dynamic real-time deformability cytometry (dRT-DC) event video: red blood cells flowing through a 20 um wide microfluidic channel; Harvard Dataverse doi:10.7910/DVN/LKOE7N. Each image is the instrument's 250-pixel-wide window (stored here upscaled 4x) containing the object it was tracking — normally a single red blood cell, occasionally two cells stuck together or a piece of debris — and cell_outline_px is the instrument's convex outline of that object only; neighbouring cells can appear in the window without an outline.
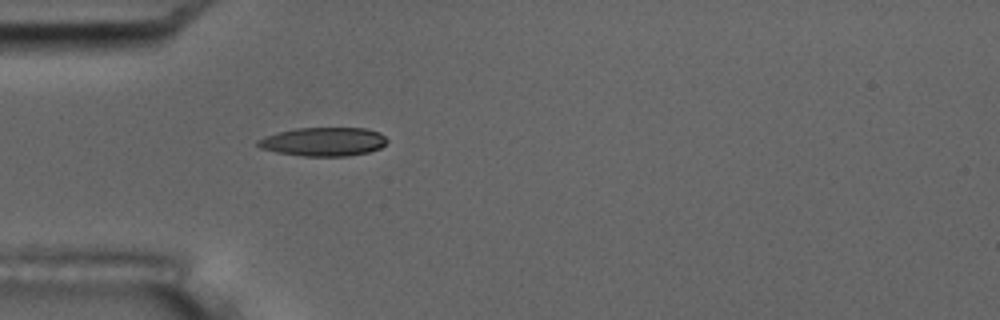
{"species": "common noctule bat (a hibernating species)", "species_latin": "Nyctalus noctula", "temperature_condition": "room temperature", "stored_images_in_passage": 1, "camera_frame_rate_fps": 3000, "um_per_image_px": 0.085, "animal": {"sex": "male", "body_mass_g": 17.5, "forearm_length_mm": 52.3}, "frame": {"image": 1, "passage_image": 1, "time_ms": 0.0, "image_size_px": [1000, 320], "cell_outline_px": [[388, 140], [380, 148], [368, 152], [348, 156], [304, 156], [276, 152], [260, 148], [256, 144], [256, 140], [264, 136], [276, 132], [296, 128], [364, 128], [380, 132]], "centroid_in_image_um": [27.46, 12.04], "position_along_channel_um": 57.5, "area_um2": 21.73}}